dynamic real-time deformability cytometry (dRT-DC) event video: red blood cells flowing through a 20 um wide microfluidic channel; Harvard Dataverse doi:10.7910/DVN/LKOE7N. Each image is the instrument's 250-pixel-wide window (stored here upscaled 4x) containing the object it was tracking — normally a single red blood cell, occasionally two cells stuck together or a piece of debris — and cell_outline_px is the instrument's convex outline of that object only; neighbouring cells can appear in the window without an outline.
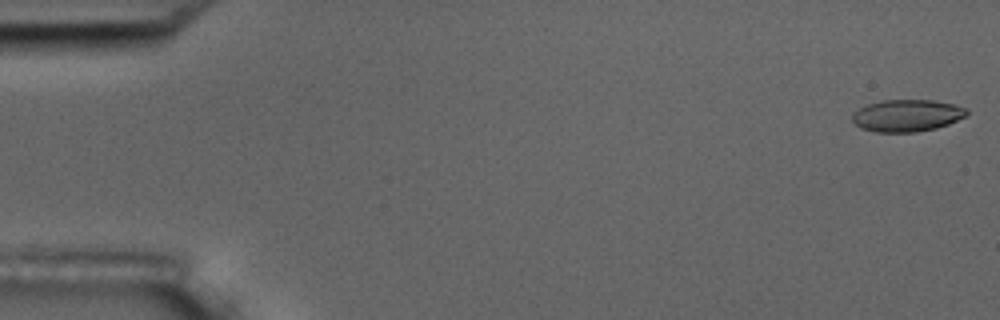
{"species": "common noctule bat (a hibernating species)", "species_latin": "Nyctalus noctula", "temperature_condition": "room temperature", "stored_images_in_passage": 17, "camera_frame_rate_fps": 3000, "um_per_image_px": 0.085, "animal": {"sex": "male", "body_mass_g": 17.5, "forearm_length_mm": 52.3}, "frame": {"image": 1, "passage_image": 1, "time_ms": 0.0, "image_size_px": [1000, 320], "cell_outline_px": [[968, 112], [964, 116], [948, 124], [936, 128], [916, 132], [876, 132], [860, 128], [852, 120], [852, 116], [860, 108], [868, 104], [884, 100], [932, 100], [956, 104], [968, 108]], "centroid_in_image_um": [77.11, 9.82], "position_along_channel_um": 7.9, "area_um2": 21.27}}
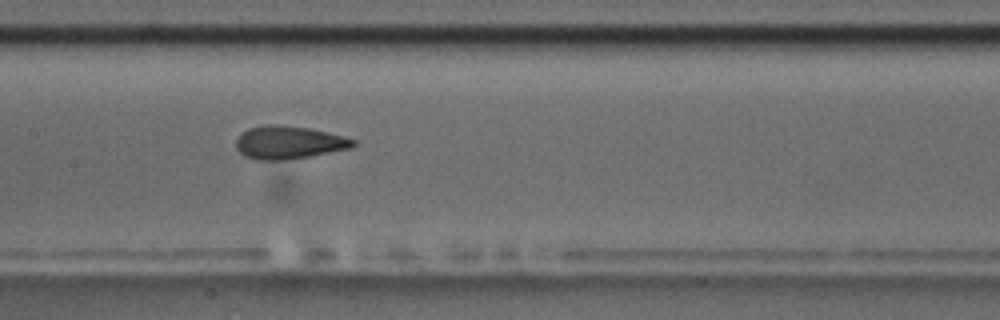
{"frame": {"image": 2, "passage_image": 9, "time_ms": 9.0, "image_size_px": [1000, 320], "cell_outline_px": [[356, 144], [352, 148], [308, 156], [284, 160], [256, 160], [244, 156], [236, 148], [236, 140], [248, 128], [264, 124], [276, 124], [308, 128], [344, 136], [356, 140]], "centroid_in_image_um": [24.54, 12.11], "position_along_channel_um": 182.9, "area_um2": 22.43}}
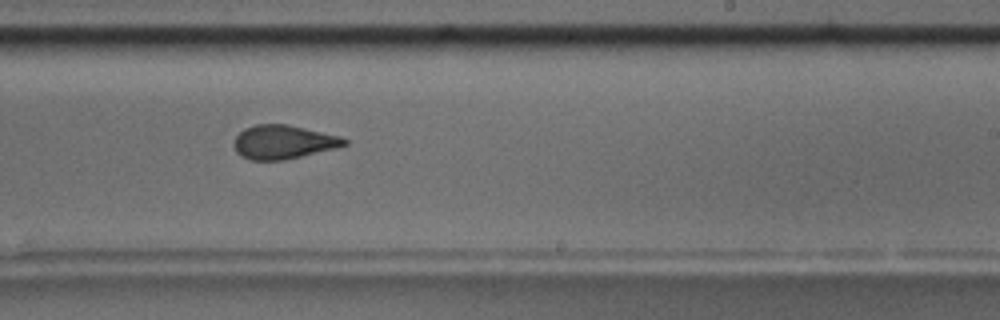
{"frame": {"image": 3, "passage_image": 11, "time_ms": 11.333, "image_size_px": [1000, 320], "cell_outline_px": [[348, 144], [336, 148], [284, 160], [252, 160], [240, 156], [236, 152], [232, 144], [236, 136], [244, 128], [256, 124], [288, 124], [340, 136], [348, 140]], "centroid_in_image_um": [24.06, 12.07], "position_along_channel_um": 264.9, "area_um2": 21.85}, "authors_computed_cell_mechanics": {"area_um2": 22.4264, "velocity_mm_per_s": 3.5298, "shape_relaxation_time_tau1_ms": 4.8302, "shape_relaxation_time_tau2_ms": 1.4036, "deformation_change_tau1": 0.1439, "deformation_change_tau2": 0.0467}}